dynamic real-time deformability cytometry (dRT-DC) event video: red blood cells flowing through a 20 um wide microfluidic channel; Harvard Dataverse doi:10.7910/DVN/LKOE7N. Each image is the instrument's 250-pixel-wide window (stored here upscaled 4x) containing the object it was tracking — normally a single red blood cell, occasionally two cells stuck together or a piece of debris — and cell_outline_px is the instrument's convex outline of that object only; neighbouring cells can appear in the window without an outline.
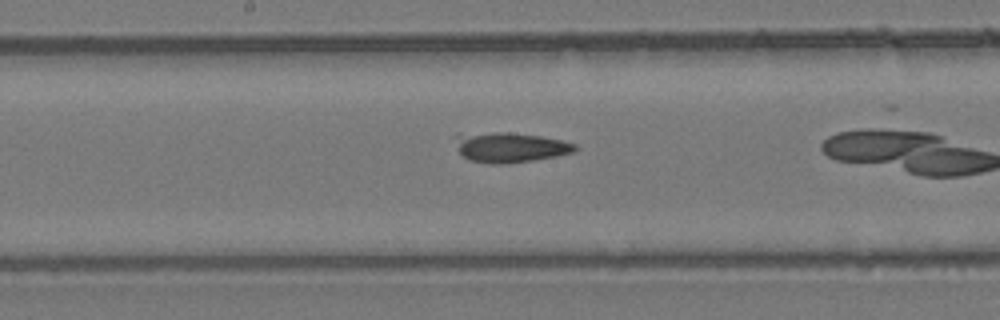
{"species": "common noctule bat (a hibernating species)", "species_latin": "Nyctalus noctula", "temperature_condition": "room temperature", "stored_images_in_passage": 25, "camera_frame_rate_fps": 3000, "um_per_image_px": 0.085, "animal": {"sex": "female", "body_mass_g": 24.6, "forearm_length_mm": 56.2}, "frame": {"image": 1, "passage_image": 18, "time_ms": 5.667, "image_size_px": [1000, 320], "cell_outline_px": [[580, 148], [576, 152], [556, 156], [532, 160], [504, 164], [488, 164], [468, 160], [460, 152], [456, 136], [496, 132], [508, 132], [540, 136], [560, 140], [576, 144]], "centroid_in_image_um": [43.45, 12.54], "position_along_channel_um": 204.8, "area_um2": 20.58}}